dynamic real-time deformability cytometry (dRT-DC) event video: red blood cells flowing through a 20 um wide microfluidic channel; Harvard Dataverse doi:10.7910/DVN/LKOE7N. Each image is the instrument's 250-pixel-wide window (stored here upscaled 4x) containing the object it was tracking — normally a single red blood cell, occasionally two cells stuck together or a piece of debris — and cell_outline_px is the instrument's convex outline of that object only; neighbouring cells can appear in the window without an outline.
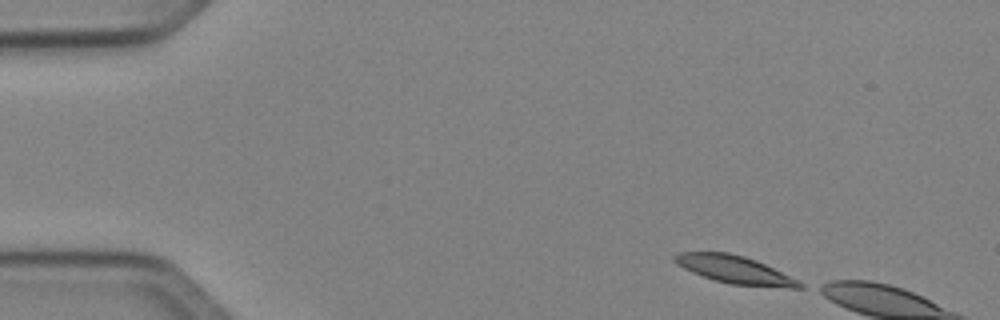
{"species": "Egyptian fruit bat (a non-hibernating species)", "species_latin": "Rousettus aegyptiacus", "temperature_condition": "cold", "stored_images_in_passage": 4, "camera_frame_rate_fps": 3000, "um_per_image_px": 0.085, "animal": {"sex": "female"}, "frame": {"image": 1, "passage_image": 1, "time_ms": 0.0, "image_size_px": [1000, 320], "cell_outline_px": [[804, 288], [788, 288], [732, 284], [716, 280], [692, 272], [676, 264], [672, 260], [672, 256], [680, 252], [728, 252], [744, 256], [756, 260], [804, 284]], "centroid_in_image_um": [62.4, 22.91], "position_along_channel_um": 22.6, "area_um2": 19.88}}